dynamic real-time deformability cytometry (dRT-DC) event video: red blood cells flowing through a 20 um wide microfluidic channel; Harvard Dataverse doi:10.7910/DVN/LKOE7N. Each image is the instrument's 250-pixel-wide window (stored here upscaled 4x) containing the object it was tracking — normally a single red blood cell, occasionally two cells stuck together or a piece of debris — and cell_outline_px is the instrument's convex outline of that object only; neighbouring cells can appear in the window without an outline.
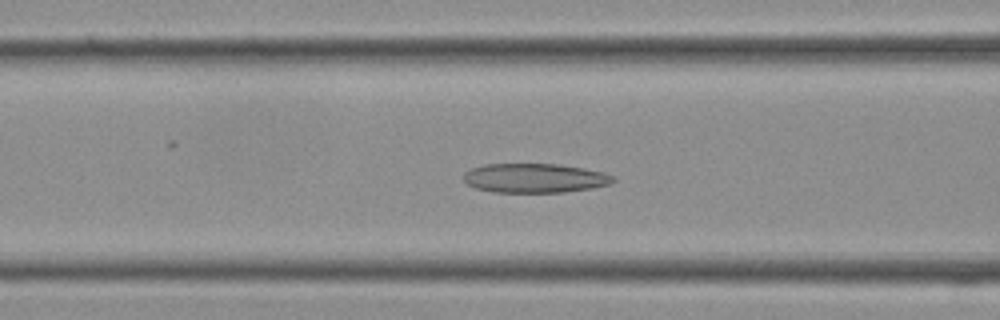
{"species": "Egyptian fruit bat (a non-hibernating species)", "species_latin": "Rousettus aegyptiacus", "temperature_condition": "cold", "stored_images_in_passage": 35, "camera_frame_rate_fps": 3000, "um_per_image_px": 0.085, "frame": {"image": 1, "passage_image": 13, "time_ms": 4.0, "image_size_px": [1000, 320], "cell_outline_px": [[616, 180], [608, 184], [592, 188], [564, 192], [492, 192], [476, 188], [468, 184], [464, 180], [464, 172], [472, 168], [484, 164], [560, 164], [584, 168], [604, 172], [616, 176]], "centroid_in_image_um": [45.48, 15.13], "position_along_channel_um": 121.1, "area_um2": 25.61}}
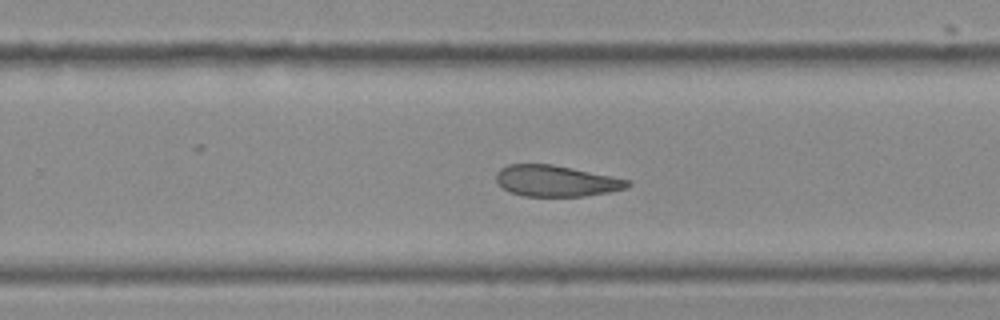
{"frame": {"image": 2, "passage_image": 22, "time_ms": 7.0, "image_size_px": [1000, 320], "cell_outline_px": [[632, 184], [628, 188], [612, 192], [584, 196], [524, 196], [512, 192], [504, 188], [496, 180], [496, 172], [500, 168], [508, 164], [552, 164], [632, 180]], "centroid_in_image_um": [47.32, 15.38], "position_along_channel_um": 282.5, "area_um2": 23.93}}
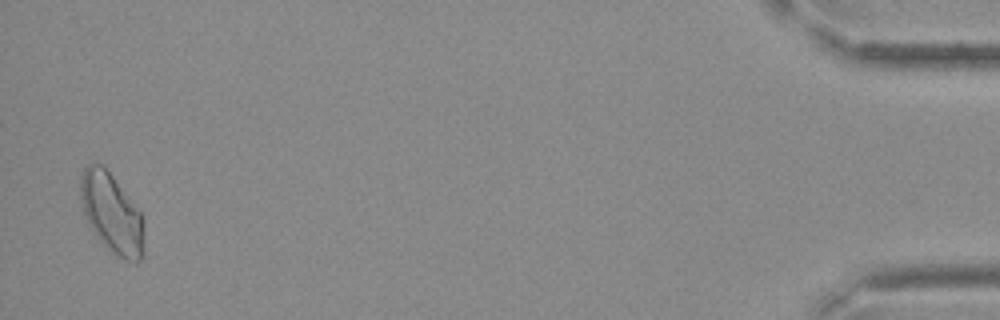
{"frame": {"image": 3, "passage_image": 35, "time_ms": 11.333, "image_size_px": [1000, 320], "cell_outline_px": [[144, 256], [136, 264], [124, 260], [116, 256], [96, 236], [84, 212], [80, 200], [80, 176], [84, 168], [88, 164], [104, 164], [140, 212], [144, 220]], "centroid_in_image_um": [9.52, 18.15], "position_along_channel_um": 425.7, "area_um2": 29.71}}